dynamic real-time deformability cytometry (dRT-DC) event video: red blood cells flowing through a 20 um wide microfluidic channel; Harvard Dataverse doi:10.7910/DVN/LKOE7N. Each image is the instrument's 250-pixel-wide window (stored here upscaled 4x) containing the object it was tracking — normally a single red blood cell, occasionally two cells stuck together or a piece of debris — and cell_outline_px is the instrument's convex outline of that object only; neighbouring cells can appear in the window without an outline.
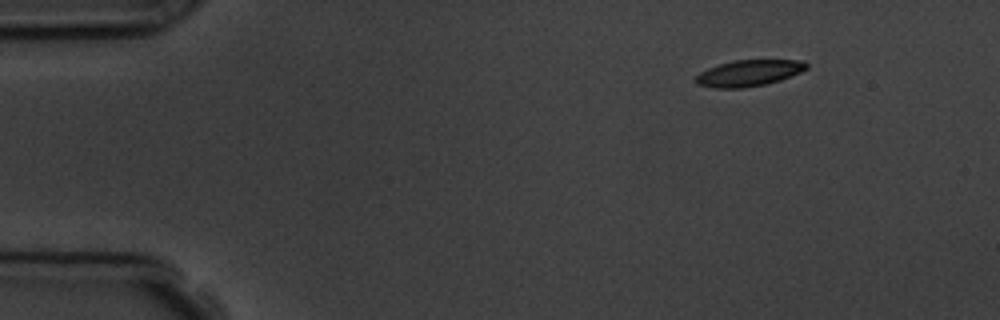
{"species": "common noctule bat (a hibernating species)", "species_latin": "Nyctalus noctula", "temperature_condition": "room temperature", "stored_images_in_passage": 7, "camera_frame_rate_fps": 3000, "um_per_image_px": 0.085, "animal": {"sex": "male", "body_mass_g": 19.5, "forearm_length_mm": 54.6}, "frame": {"image": 1, "passage_image": 1, "time_ms": 0.0, "image_size_px": [1000, 320], "cell_outline_px": [[808, 68], [800, 72], [780, 80], [764, 84], [740, 88], [716, 88], [696, 84], [696, 76], [700, 72], [708, 68], [720, 64], [736, 60], [804, 60], [808, 64]], "centroid_in_image_um": [63.66, 6.2], "position_along_channel_um": 21.3, "area_um2": 16.76}}
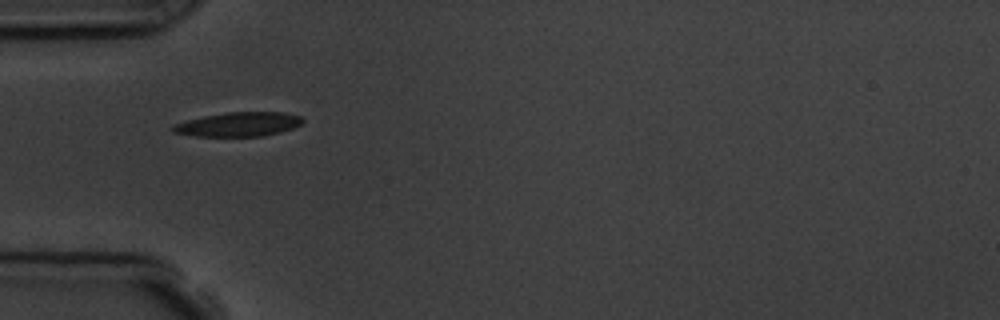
{"frame": {"image": 2, "passage_image": 4, "time_ms": 3.333, "image_size_px": [1000, 320], "cell_outline_px": [[304, 120], [300, 124], [292, 128], [280, 132], [260, 136], [196, 136], [172, 132], [168, 128], [176, 124], [188, 120], [204, 116], [228, 112], [284, 112], [300, 116]], "centroid_in_image_um": [20.26, 10.56], "position_along_channel_um": 64.7, "area_um2": 18.15}}